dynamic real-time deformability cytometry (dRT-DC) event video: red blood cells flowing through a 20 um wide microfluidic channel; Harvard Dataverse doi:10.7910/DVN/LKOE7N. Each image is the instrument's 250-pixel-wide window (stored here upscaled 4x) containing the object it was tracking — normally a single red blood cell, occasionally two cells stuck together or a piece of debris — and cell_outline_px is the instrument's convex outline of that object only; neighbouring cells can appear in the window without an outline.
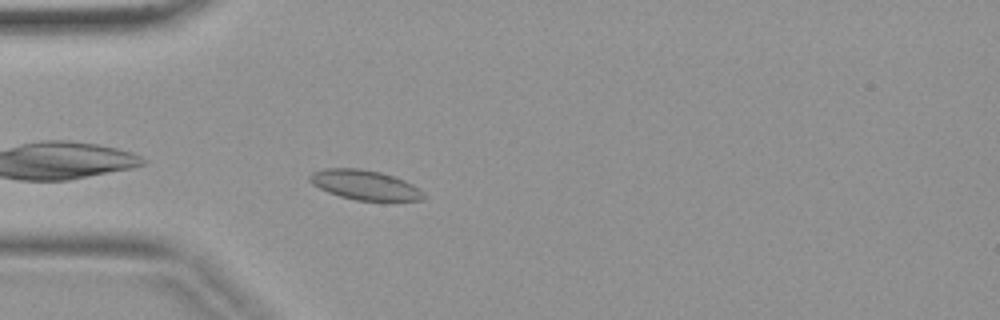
{"species": "common noctule bat (a hibernating species)", "species_latin": "Nyctalus noctula", "temperature_condition": "warm", "stored_images_in_passage": 3, "camera_frame_rate_fps": 3000, "um_per_image_px": 0.085, "animal": {"sex": "female", "body_mass_g": 19.9}, "frame": {"image": 1, "passage_image": 3, "time_ms": 0.667, "image_size_px": [1000, 320], "cell_outline_px": [[428, 196], [424, 200], [356, 200], [340, 196], [328, 192], [312, 184], [308, 180], [308, 176], [312, 172], [324, 168], [360, 168], [380, 172], [396, 176], [412, 184], [424, 192]], "centroid_in_image_um": [31.02, 15.71], "position_along_channel_um": 54.0, "area_um2": 19.83}}